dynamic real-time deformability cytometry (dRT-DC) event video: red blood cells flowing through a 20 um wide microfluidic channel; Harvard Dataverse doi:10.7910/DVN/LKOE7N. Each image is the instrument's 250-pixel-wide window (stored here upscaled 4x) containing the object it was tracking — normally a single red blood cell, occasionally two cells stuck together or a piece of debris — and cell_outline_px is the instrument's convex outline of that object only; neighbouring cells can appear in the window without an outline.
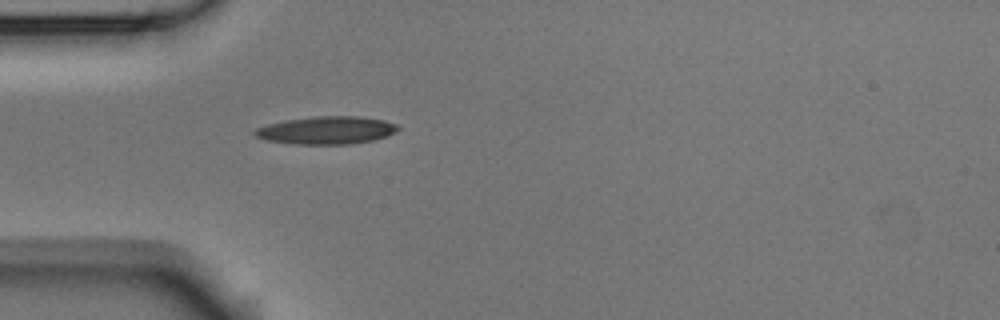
{"species": "Egyptian fruit bat (a non-hibernating species)", "species_latin": "Rousettus aegyptiacus", "temperature_condition": "room temperature", "stored_images_in_passage": 4, "camera_frame_rate_fps": 3000, "um_per_image_px": 0.085, "animal": {"sex": "male"}, "frame": {"image": 1, "passage_image": 4, "time_ms": 1.0, "image_size_px": [1000, 320], "cell_outline_px": [[400, 128], [396, 132], [388, 136], [372, 140], [348, 144], [292, 144], [268, 140], [256, 136], [252, 132], [256, 128], [268, 124], [288, 120], [316, 116], [360, 116], [384, 120], [396, 124]], "centroid_in_image_um": [27.79, 11.07], "position_along_channel_um": 57.2, "area_um2": 23.06}}